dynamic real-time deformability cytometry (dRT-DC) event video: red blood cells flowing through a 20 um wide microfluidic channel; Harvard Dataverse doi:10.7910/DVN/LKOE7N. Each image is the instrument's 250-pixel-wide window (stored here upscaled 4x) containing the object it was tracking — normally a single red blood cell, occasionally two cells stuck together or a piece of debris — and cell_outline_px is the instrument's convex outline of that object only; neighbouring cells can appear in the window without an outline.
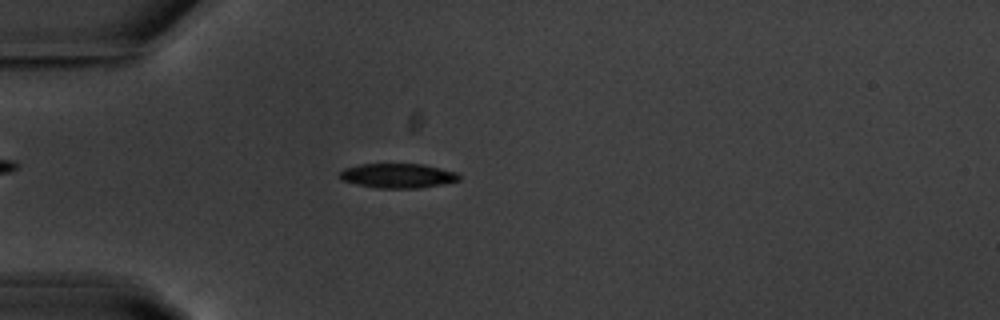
{"species": "common noctule bat (a hibernating species)", "species_latin": "Nyctalus noctula", "temperature_condition": "warm", "stored_images_in_passage": 47, "camera_frame_rate_fps": 3000, "um_per_image_px": 0.085, "animal": {"sex": "male", "body_mass_g": 20.1, "forearm_length_mm": 53.5}, "frame": {"image": 1, "passage_image": 7, "time_ms": 2.0, "image_size_px": [1000, 320], "cell_outline_px": [[460, 180], [420, 188], [376, 188], [356, 184], [340, 180], [340, 172], [344, 168], [360, 164], [424, 164], [456, 172], [460, 176]], "centroid_in_image_um": [33.78, 14.93], "position_along_channel_um": 51.2, "area_um2": 17.05}}
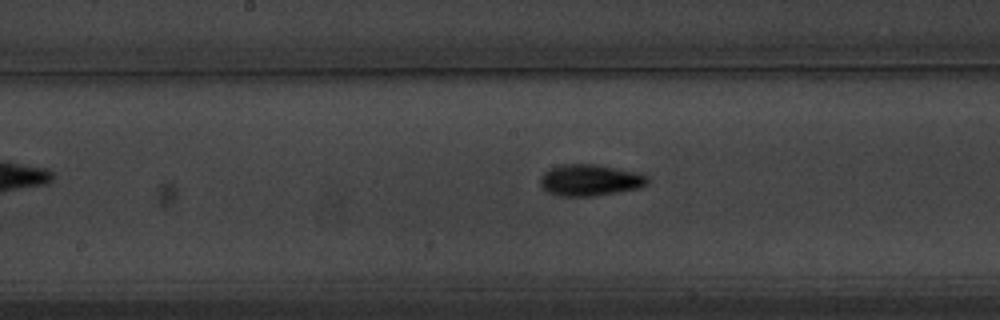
{"frame": {"image": 2, "passage_image": 20, "time_ms": 6.333, "image_size_px": [1000, 320], "cell_outline_px": [[648, 184], [640, 188], [596, 196], [556, 196], [548, 192], [540, 184], [540, 176], [544, 172], [560, 164], [596, 164], [636, 172], [648, 176]], "centroid_in_image_um": [50.15, 15.32], "position_along_channel_um": 198.1, "area_um2": 19.77}}
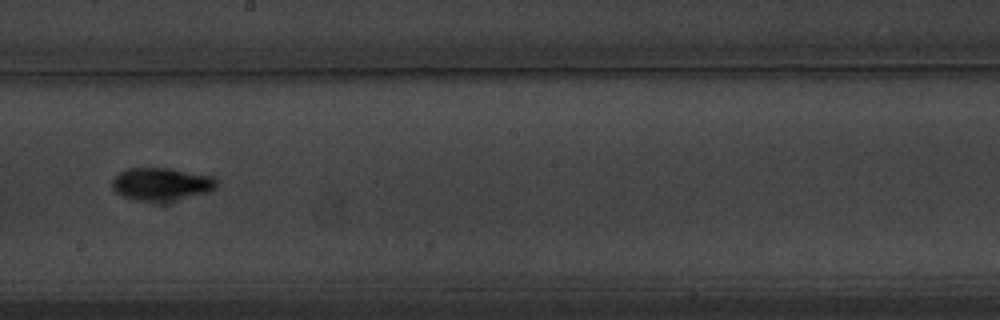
{"frame": {"image": 3, "passage_image": 23, "time_ms": 7.333, "image_size_px": [1000, 320], "cell_outline_px": [[216, 188], [208, 192], [164, 204], [136, 200], [124, 196], [116, 192], [112, 188], [112, 180], [120, 172], [128, 168], [172, 168], [212, 176], [216, 180]], "centroid_in_image_um": [13.73, 15.68], "position_along_channel_um": 234.5, "area_um2": 20.4}, "authors_computed_cell_mechanics": {"area_um2": 17.918, "velocity_mm_per_s": 3.664, "shape_relaxation_time_tau1_ms": 2.7547, "shape_relaxation_time_tau2_ms": 5.4546, "deformation_change_tau1": 0.1562, "deformation_change_tau2": 0.0979}}